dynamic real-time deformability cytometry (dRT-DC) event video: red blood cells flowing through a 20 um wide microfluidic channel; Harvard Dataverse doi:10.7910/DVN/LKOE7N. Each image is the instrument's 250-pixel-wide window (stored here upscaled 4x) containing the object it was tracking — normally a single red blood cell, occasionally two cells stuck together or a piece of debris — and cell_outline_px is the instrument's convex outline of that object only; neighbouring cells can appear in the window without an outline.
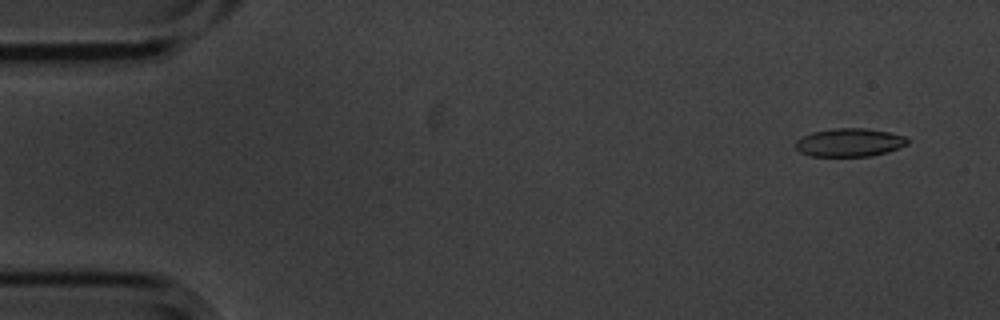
{"species": "common noctule bat (a hibernating species)", "species_latin": "Nyctalus noctula", "temperature_condition": "cold", "stored_images_in_passage": 3, "segment_of_instrument_passage": [2, 2], "camera_frame_rate_fps": 3000, "um_per_image_px": 0.085, "animal": {"sex": "male", "body_mass_g": 20.1, "forearm_length_mm": 53.5}, "frame": {"image": 1, "passage_image": 3, "time_ms": 0.667, "image_size_px": [1000, 320], "cell_outline_px": [[908, 144], [872, 156], [808, 156], [800, 152], [796, 148], [796, 140], [812, 132], [832, 128], [868, 128], [888, 132], [904, 136], [908, 140]], "centroid_in_image_um": [72.17, 12.1], "position_along_channel_um": 12.8, "area_um2": 18.32}}